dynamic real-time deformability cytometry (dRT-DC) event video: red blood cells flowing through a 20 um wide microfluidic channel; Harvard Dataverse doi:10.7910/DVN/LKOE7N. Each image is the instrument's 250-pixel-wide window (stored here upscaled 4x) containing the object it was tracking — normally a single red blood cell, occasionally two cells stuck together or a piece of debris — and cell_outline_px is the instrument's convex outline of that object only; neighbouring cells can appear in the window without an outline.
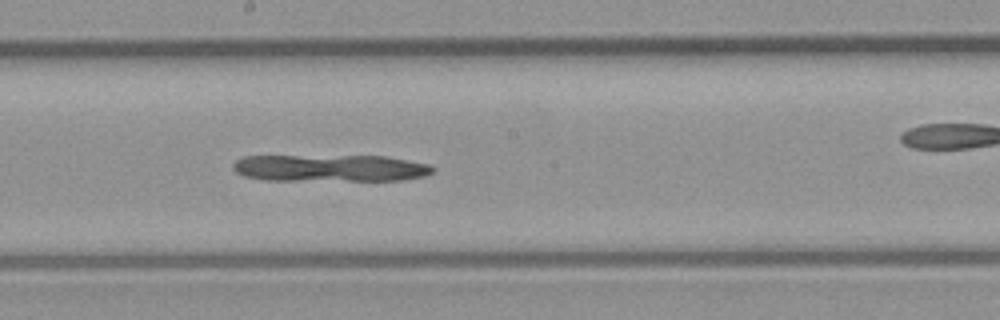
{"species": "common noctule bat (a hibernating species)", "species_latin": "Nyctalus noctula", "temperature_condition": "room temperature", "stored_images_in_passage": 48, "camera_frame_rate_fps": 3000, "um_per_image_px": 0.085, "animal": {"sex": "male", "body_mass_g": 23.1, "forearm_length_mm": 52.7}, "frame": {"image": 1, "passage_image": 26, "time_ms": 8.333, "image_size_px": [1000, 320], "cell_outline_px": [[436, 168], [432, 172], [424, 176], [404, 180], [264, 180], [244, 176], [236, 172], [232, 168], [232, 164], [236, 160], [244, 156], [388, 156], [432, 164]], "centroid_in_image_um": [28.1, 14.28], "position_along_channel_um": 220.1, "area_um2": 31.67}}